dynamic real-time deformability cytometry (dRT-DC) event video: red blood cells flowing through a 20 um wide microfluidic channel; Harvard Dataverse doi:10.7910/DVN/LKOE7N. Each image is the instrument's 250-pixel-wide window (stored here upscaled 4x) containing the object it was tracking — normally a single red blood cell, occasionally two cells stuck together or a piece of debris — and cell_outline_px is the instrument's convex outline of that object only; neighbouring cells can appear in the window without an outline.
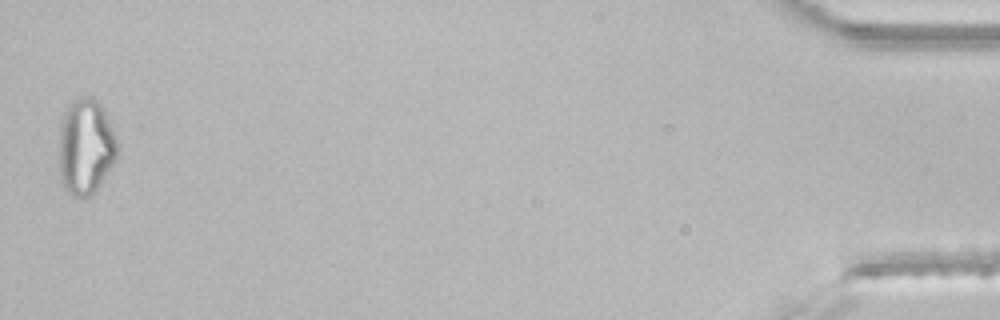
{"species": "common noctule bat (a hibernating species)", "species_latin": "Nyctalus noctula", "temperature_condition": "room temperature", "stored_images_in_passage": 37, "segment_of_instrument_passage": [2, 2], "camera_frame_rate_fps": 3000, "um_per_image_px": 0.085, "animal": {"sex": "male", "body_mass_g": 21.5, "forearm_length_mm": 52.0}, "frame": {"image": 1, "passage_image": 37, "time_ms": 12.0, "image_size_px": [1000, 320], "cell_outline_px": [[116, 160], [96, 192], [88, 196], [72, 196], [64, 188], [60, 180], [60, 132], [64, 116], [72, 100], [80, 96], [92, 96], [104, 108], [116, 136]], "centroid_in_image_um": [7.3, 12.48], "position_along_channel_um": 427.9, "area_um2": 32.48}}